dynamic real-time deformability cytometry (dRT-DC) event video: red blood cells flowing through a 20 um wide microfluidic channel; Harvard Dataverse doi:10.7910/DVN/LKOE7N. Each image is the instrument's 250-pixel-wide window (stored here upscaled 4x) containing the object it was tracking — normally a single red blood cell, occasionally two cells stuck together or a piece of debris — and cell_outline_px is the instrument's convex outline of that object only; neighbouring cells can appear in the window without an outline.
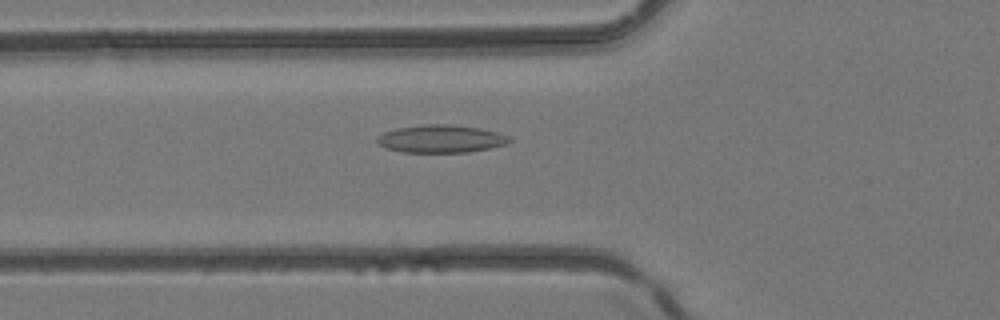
{"species": "common noctule bat (a hibernating species)", "species_latin": "Nyctalus noctula", "temperature_condition": "room temperature", "stored_images_in_passage": 48, "camera_frame_rate_fps": 3000, "um_per_image_px": 0.085, "animal": {"sex": "female", "body_mass_g": 24.6, "forearm_length_mm": 56.2}, "frame": {"image": 1, "passage_image": 18, "time_ms": 5.667, "image_size_px": [1000, 320], "cell_outline_px": [[512, 140], [508, 144], [468, 152], [400, 152], [388, 148], [380, 144], [376, 140], [376, 136], [384, 132], [396, 128], [428, 124], [448, 124], [480, 128], [496, 132], [508, 136]], "centroid_in_image_um": [37.48, 11.8], "position_along_channel_um": 88.3, "area_um2": 21.27}}
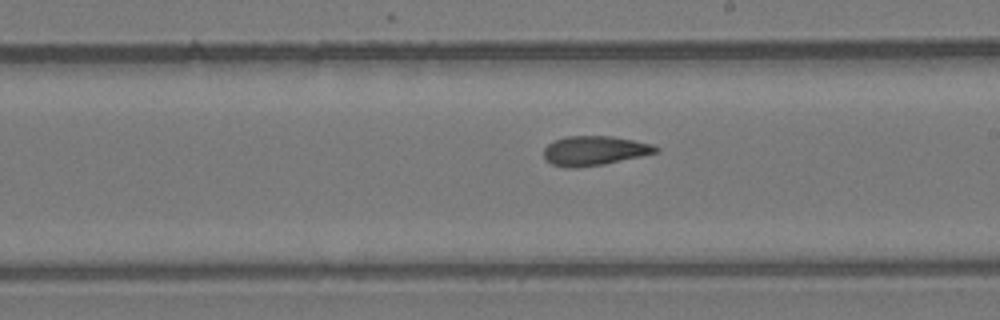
{"frame": {"image": 2, "passage_image": 28, "time_ms": 9.0, "image_size_px": [1000, 320], "cell_outline_px": [[660, 152], [604, 164], [580, 168], [564, 168], [552, 164], [544, 160], [544, 148], [548, 144], [564, 136], [612, 136], [652, 144], [660, 148]], "centroid_in_image_um": [50.51, 12.82], "position_along_channel_um": 238.5, "area_um2": 19.42}}
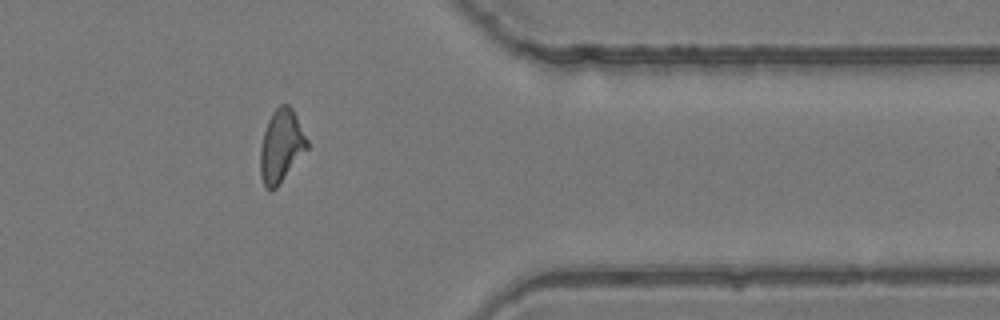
{"frame": {"image": 3, "passage_image": 39, "time_ms": 12.667, "image_size_px": [1000, 320], "cell_outline_px": [[308, 148], [276, 188], [272, 192], [268, 192], [264, 188], [260, 176], [260, 148], [264, 132], [268, 120], [272, 112], [280, 104], [288, 104], [292, 108], [308, 140]], "centroid_in_image_um": [23.88, 12.44], "position_along_channel_um": 387.5, "area_um2": 19.94}}